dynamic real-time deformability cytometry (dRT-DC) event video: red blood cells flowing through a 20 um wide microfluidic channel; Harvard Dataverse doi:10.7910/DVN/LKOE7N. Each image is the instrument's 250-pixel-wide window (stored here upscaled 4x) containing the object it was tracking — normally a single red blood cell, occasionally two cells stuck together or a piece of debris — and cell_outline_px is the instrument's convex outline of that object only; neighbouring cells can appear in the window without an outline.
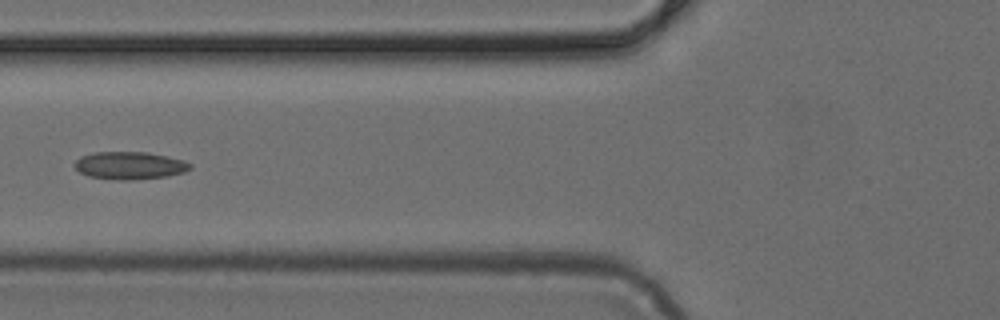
{"species": "common noctule bat (a hibernating species)", "species_latin": "Nyctalus noctula", "temperature_condition": "cold", "stored_images_in_passage": 5, "camera_frame_rate_fps": 3000, "um_per_image_px": 0.085, "animal": {"sex": "female", "body_mass_g": 24.6, "forearm_length_mm": 56.2}, "frame": {"image": 1, "passage_image": 5, "time_ms": 1.333, "image_size_px": [1000, 320], "cell_outline_px": [[192, 168], [184, 172], [168, 176], [132, 180], [120, 180], [88, 176], [80, 172], [76, 168], [76, 160], [80, 156], [96, 152], [148, 152], [168, 156], [184, 160], [192, 164]], "centroid_in_image_um": [11.07, 14.06], "position_along_channel_um": 114.7, "area_um2": 18.61}}